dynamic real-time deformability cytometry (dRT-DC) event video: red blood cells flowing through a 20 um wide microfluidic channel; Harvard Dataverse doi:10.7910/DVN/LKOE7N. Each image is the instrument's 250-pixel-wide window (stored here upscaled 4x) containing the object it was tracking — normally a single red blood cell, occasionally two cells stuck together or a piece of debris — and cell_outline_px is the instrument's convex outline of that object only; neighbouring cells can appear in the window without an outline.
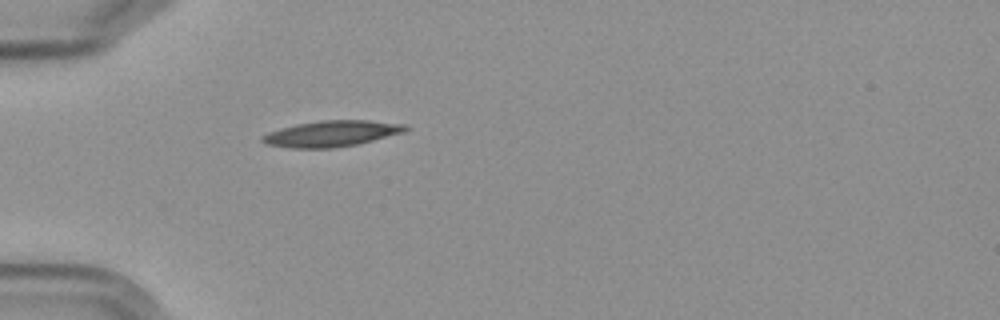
{"species": "Egyptian fruit bat (a non-hibernating species)", "species_latin": "Rousettus aegyptiacus", "temperature_condition": "cold", "stored_images_in_passage": 1, "camera_frame_rate_fps": 3000, "um_per_image_px": 0.085, "frame": {"image": 1, "passage_image": 1, "time_ms": 0.0, "image_size_px": [1000, 320], "cell_outline_px": [[408, 128], [404, 132], [356, 144], [332, 148], [292, 148], [268, 144], [260, 140], [260, 136], [268, 132], [280, 128], [296, 124], [320, 120], [368, 120], [408, 124]], "centroid_in_image_um": [28.17, 11.34], "position_along_channel_um": 56.8, "area_um2": 21.62}}